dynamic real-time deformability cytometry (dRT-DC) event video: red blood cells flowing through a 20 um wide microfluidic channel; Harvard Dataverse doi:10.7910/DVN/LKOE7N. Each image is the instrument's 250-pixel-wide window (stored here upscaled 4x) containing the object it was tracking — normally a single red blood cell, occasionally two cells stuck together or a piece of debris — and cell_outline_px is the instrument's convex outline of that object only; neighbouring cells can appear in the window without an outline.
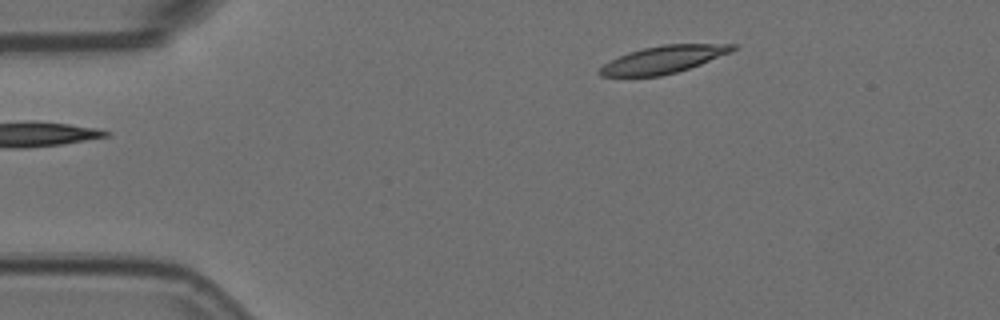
{"species": "Egyptian fruit bat (a non-hibernating species)", "species_latin": "Rousettus aegyptiacus", "temperature_condition": "room temperature", "stored_images_in_passage": 2, "camera_frame_rate_fps": 3000, "um_per_image_px": 0.085, "animal": {"sex": "female"}, "frame": {"image": 1, "passage_image": 2, "time_ms": 0.333, "image_size_px": [1000, 320], "cell_outline_px": [[736, 48], [732, 52], [700, 64], [676, 72], [660, 76], [600, 76], [596, 72], [604, 64], [628, 52], [644, 48], [664, 44], [736, 44]], "centroid_in_image_um": [56.39, 5.06], "position_along_channel_um": 28.6, "area_um2": 20.98}}